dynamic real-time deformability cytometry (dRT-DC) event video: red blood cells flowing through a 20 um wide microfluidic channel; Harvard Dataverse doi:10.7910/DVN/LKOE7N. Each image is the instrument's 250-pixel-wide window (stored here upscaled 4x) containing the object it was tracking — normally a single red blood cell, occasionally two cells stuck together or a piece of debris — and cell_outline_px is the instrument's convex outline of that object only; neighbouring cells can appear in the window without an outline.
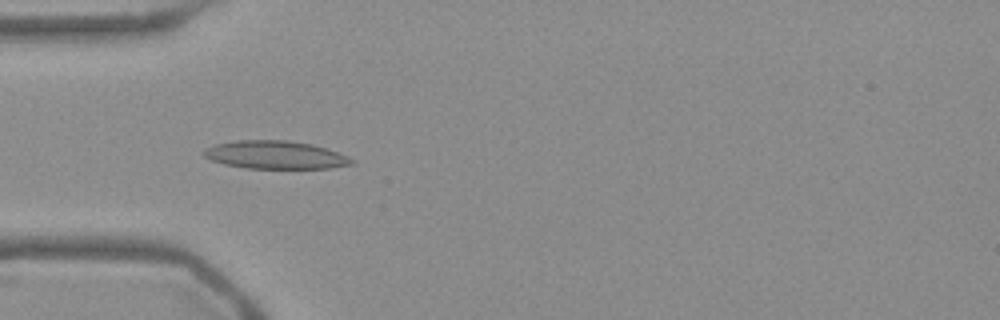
{"species": "Egyptian fruit bat (a non-hibernating species)", "species_latin": "Rousettus aegyptiacus", "temperature_condition": "warm", "stored_images_in_passage": 54, "camera_frame_rate_fps": 3000, "um_per_image_px": 0.085, "frame": {"image": 1, "passage_image": 17, "time_ms": 5.333, "image_size_px": [1000, 320], "cell_outline_px": [[356, 164], [328, 168], [248, 168], [224, 164], [212, 160], [204, 156], [200, 152], [204, 148], [216, 144], [236, 140], [288, 140], [312, 144], [348, 156], [356, 160]], "centroid_in_image_um": [23.4, 13.16], "position_along_channel_um": 61.6, "area_um2": 24.22}}
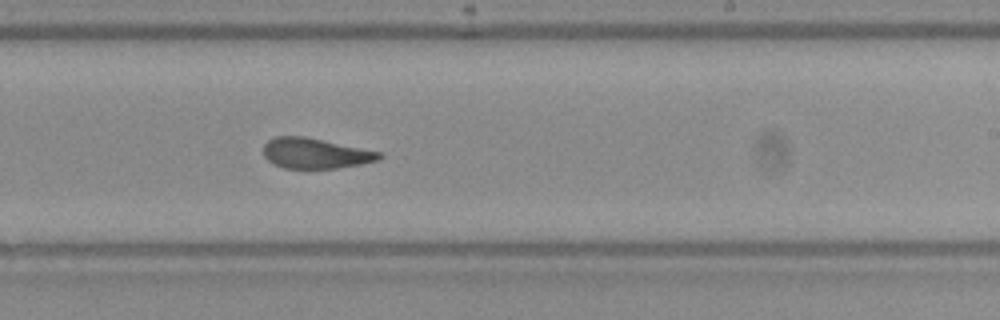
{"frame": {"image": 2, "passage_image": 33, "time_ms": 10.667, "image_size_px": [1000, 320], "cell_outline_px": [[384, 156], [380, 160], [360, 164], [336, 168], [284, 168], [268, 160], [264, 156], [264, 144], [268, 140], [276, 136], [304, 136], [384, 152]], "centroid_in_image_um": [26.86, 13.02], "position_along_channel_um": 262.1, "area_um2": 20.58}}
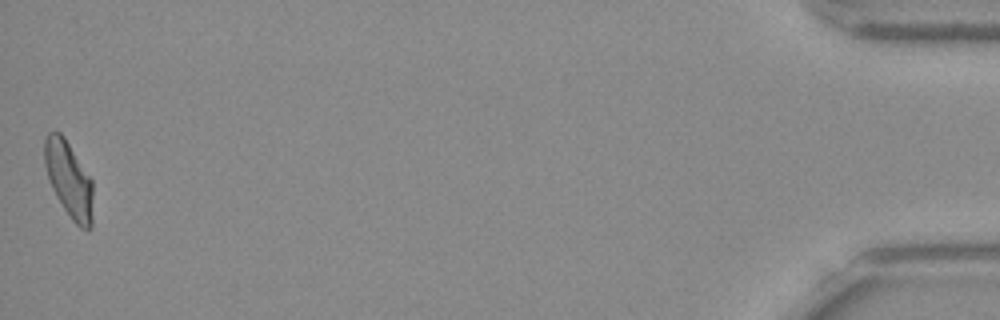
{"frame": {"image": 3, "passage_image": 54, "time_ms": 17.667, "image_size_px": [1000, 320], "cell_outline_px": [[92, 228], [88, 232], [80, 228], [72, 220], [56, 196], [52, 188], [44, 164], [44, 140], [48, 132], [60, 132], [64, 136], [92, 180]], "centroid_in_image_um": [5.86, 15.27], "position_along_channel_um": 429.3, "area_um2": 21.44}, "authors_computed_cell_mechanics": {"area_um2": 21.8195, "velocity_mm_per_s": 3.7785, "shape_relaxation_time_tau1_ms": 6.1905, "shape_relaxation_time_tau2_ms": 1.1658, "deformation_change_tau1": 0.2096, "deformation_change_tau2": 0.0974}}